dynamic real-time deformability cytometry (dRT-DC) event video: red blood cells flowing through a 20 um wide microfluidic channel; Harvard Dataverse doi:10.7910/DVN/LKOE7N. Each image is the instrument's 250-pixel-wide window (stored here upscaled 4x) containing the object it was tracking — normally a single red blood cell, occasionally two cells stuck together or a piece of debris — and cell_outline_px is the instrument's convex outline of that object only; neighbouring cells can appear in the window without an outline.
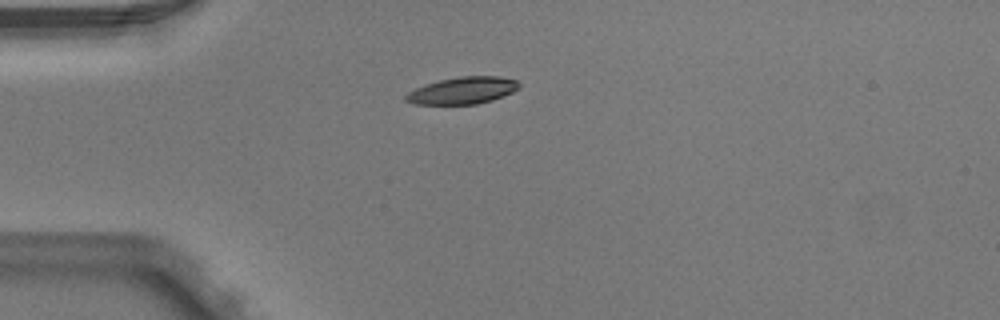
{"species": "Egyptian fruit bat (a non-hibernating species)", "species_latin": "Rousettus aegyptiacus", "temperature_condition": "warm", "stored_images_in_passage": 6, "camera_frame_rate_fps": 3000, "um_per_image_px": 0.085, "animal": {"sex": "male"}, "frame": {"image": 1, "passage_image": 4, "time_ms": 1.0, "image_size_px": [1000, 320], "cell_outline_px": [[520, 88], [504, 96], [492, 100], [476, 104], [412, 104], [404, 100], [404, 96], [408, 92], [424, 84], [440, 80], [460, 76], [500, 76], [516, 80], [520, 84]], "centroid_in_image_um": [39.32, 7.69], "position_along_channel_um": 45.7, "area_um2": 17.92}}
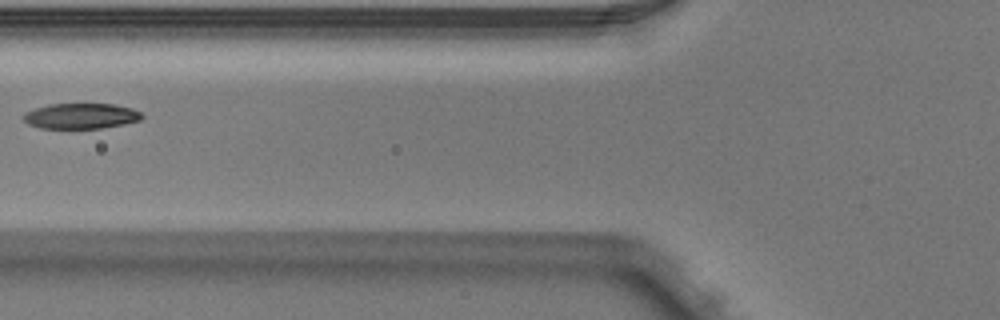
{"frame": {"image": 2, "passage_image": 6, "time_ms": 1.667, "image_size_px": [1000, 320], "cell_outline_px": [[144, 116], [140, 120], [124, 124], [100, 128], [40, 128], [28, 124], [20, 116], [24, 112], [48, 104], [116, 104], [132, 108], [140, 112]], "centroid_in_image_um": [6.86, 9.85], "position_along_channel_um": 118.9, "area_um2": 17.69}}